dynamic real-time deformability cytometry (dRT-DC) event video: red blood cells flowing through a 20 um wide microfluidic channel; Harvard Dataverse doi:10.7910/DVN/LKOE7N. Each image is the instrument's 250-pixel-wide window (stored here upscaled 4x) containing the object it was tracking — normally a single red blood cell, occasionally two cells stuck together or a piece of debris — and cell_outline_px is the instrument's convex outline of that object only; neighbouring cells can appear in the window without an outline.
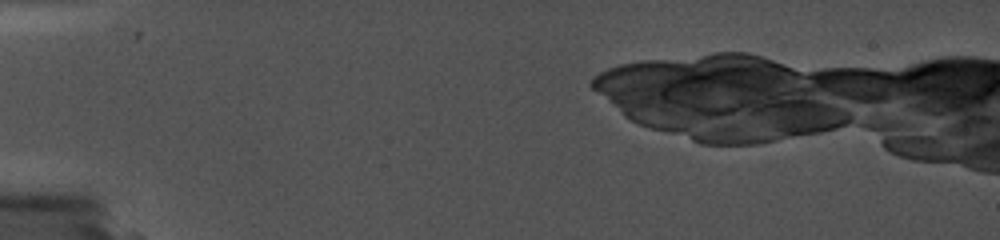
{"species": "common noctule bat (a hibernating species)", "species_latin": "Nyctalus noctula", "temperature_condition": "cold", "stored_images_in_passage": 4, "camera_frame_rate_fps": 5000, "um_per_image_px": 0.085, "animal": {"sex": "female", "body_mass_g": 19.0, "forearm_length_mm": 56.7}, "frame": {"image": 1, "passage_image": 1, "time_ms": 0.0, "image_size_px": [1000, 240], "cell_outline_px": [[616, 132], [608, 136], [504, 136], [484, 132], [472, 128], [476, 124], [552, 124], [596, 128]], "centroid_in_image_um": [45.97, 11.07], "position_along_channel_um": 39.0, "area_um2": 10.0}}